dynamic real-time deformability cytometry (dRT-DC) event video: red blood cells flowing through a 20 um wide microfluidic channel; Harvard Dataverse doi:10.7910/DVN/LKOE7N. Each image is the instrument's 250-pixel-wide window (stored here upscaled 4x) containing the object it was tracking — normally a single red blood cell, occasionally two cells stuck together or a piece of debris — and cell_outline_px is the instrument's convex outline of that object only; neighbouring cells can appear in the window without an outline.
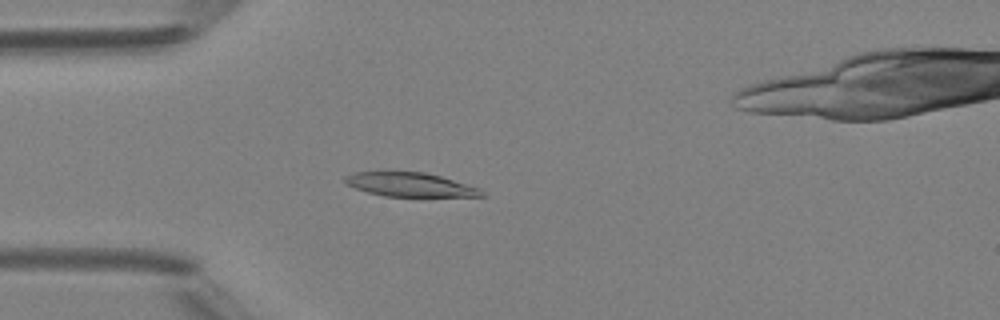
{"species": "Egyptian fruit bat (a non-hibernating species)", "species_latin": "Rousettus aegyptiacus", "temperature_condition": "room temperature", "stored_images_in_passage": 49, "camera_frame_rate_fps": 3000, "um_per_image_px": 0.085, "animal": {"sex": "female"}, "frame": {"image": 1, "passage_image": 13, "time_ms": 4.0, "image_size_px": [1000, 320], "cell_outline_px": [[488, 196], [384, 196], [368, 192], [356, 188], [348, 184], [344, 180], [344, 176], [356, 172], [384, 168], [424, 172], [440, 176], [480, 188]], "centroid_in_image_um": [34.78, 15.63], "position_along_channel_um": 50.2, "area_um2": 19.77}}
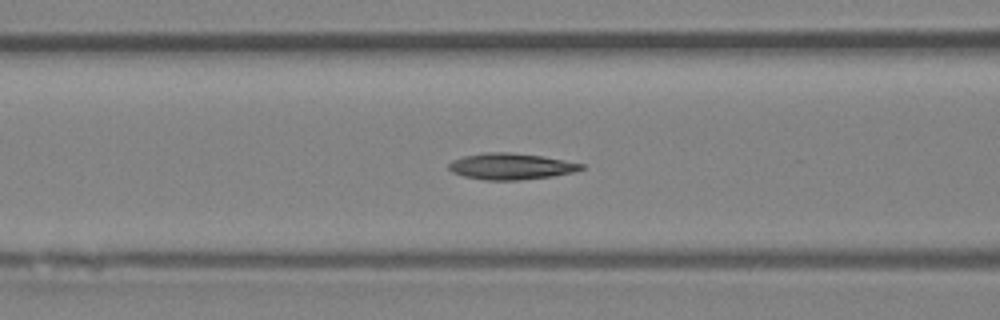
{"frame": {"image": 2, "passage_image": 19, "time_ms": 6.0, "image_size_px": [1000, 320], "cell_outline_px": [[584, 168], [572, 172], [552, 176], [520, 180], [484, 180], [464, 176], [452, 172], [448, 168], [448, 164], [452, 160], [464, 156], [484, 152], [508, 152], [540, 156], [564, 160], [584, 164]], "centroid_in_image_um": [43.39, 14.14], "position_along_channel_um": 123.2, "area_um2": 20.17}}
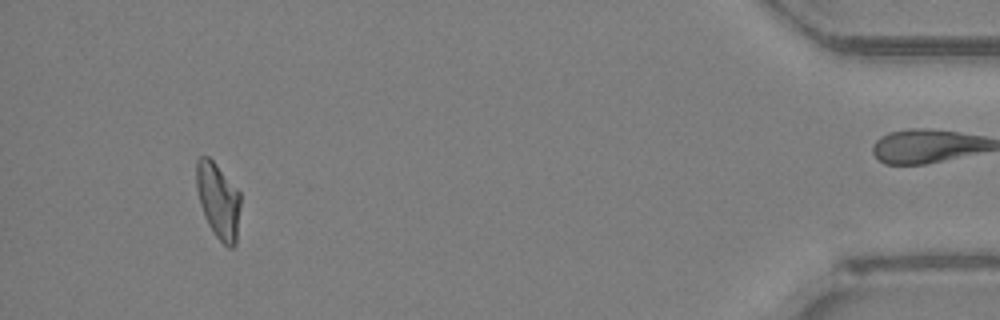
{"frame": {"image": 3, "passage_image": 45, "time_ms": 14.667, "image_size_px": [1000, 320], "cell_outline_px": [[240, 208], [236, 244], [232, 248], [228, 248], [216, 236], [208, 224], [204, 216], [200, 204], [196, 188], [196, 160], [200, 156], [208, 156], [216, 164], [240, 192]], "centroid_in_image_um": [18.55, 17.05], "position_along_channel_um": 416.7, "area_um2": 19.48}}